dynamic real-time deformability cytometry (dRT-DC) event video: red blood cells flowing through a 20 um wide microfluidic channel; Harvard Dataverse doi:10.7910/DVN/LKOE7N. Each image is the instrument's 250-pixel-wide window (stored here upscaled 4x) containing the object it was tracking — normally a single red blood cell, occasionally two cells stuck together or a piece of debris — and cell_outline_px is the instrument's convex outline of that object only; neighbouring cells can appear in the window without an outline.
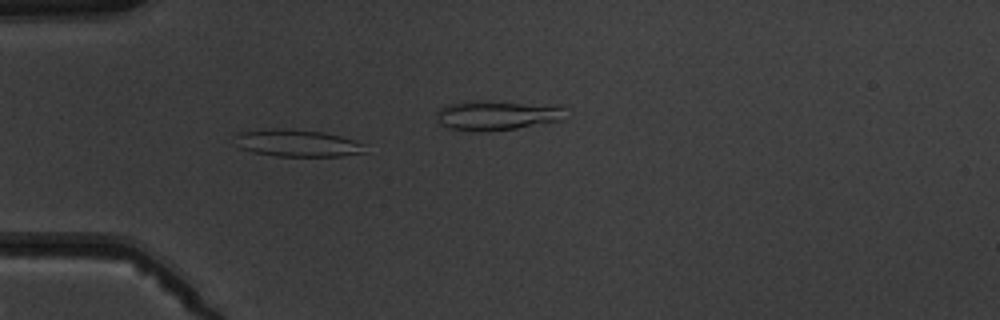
{"species": "common noctule bat (a hibernating species)", "species_latin": "Nyctalus noctula", "temperature_condition": "warm", "stored_images_in_passage": 8, "camera_frame_rate_fps": 3000, "um_per_image_px": 0.085, "animal": {"sex": "male", "body_mass_g": 19.5, "forearm_length_mm": 54.6}, "frame": {"image": 1, "passage_image": 3, "time_ms": 2.333, "image_size_px": [1000, 320], "cell_outline_px": [[364, 152], [344, 156], [276, 156], [252, 152], [240, 148], [232, 136], [236, 132], [272, 128], [280, 128], [324, 132], [340, 136], [364, 144]], "centroid_in_image_um": [25.18, 12.16], "position_along_channel_um": 59.8, "area_um2": 20.63}}
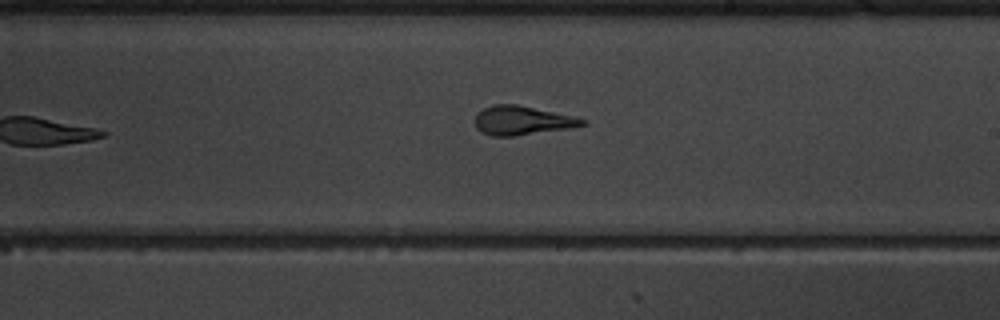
{"frame": {"image": 2, "passage_image": 8, "time_ms": 8.333, "image_size_px": [1000, 320], "cell_outline_px": [[588, 124], [568, 128], [512, 136], [492, 136], [480, 132], [476, 128], [476, 112], [492, 104], [516, 104], [572, 116], [588, 120]], "centroid_in_image_um": [44.35, 10.24], "position_along_channel_um": 244.7, "area_um2": 17.98}}